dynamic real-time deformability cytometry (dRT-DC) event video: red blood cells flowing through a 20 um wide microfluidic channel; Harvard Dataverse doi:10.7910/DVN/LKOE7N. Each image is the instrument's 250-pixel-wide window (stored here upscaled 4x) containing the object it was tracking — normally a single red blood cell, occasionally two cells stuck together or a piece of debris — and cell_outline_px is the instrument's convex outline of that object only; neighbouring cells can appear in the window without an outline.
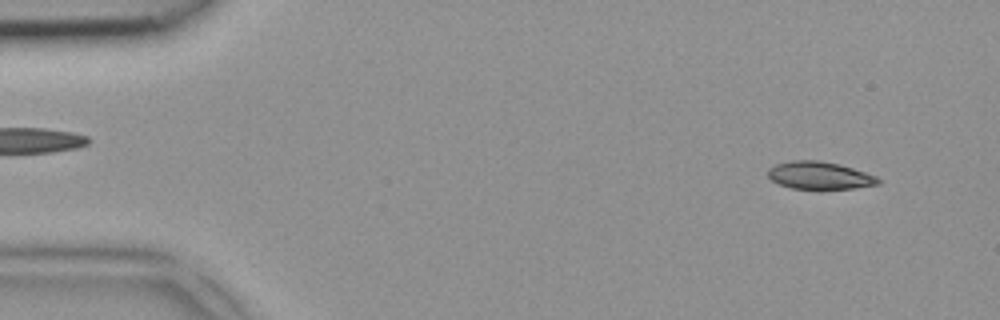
{"species": "common noctule bat (a hibernating species)", "species_latin": "Nyctalus noctula", "temperature_condition": "room temperature", "stored_images_in_passage": 47, "segment_of_instrument_passage": [1, 2], "camera_frame_rate_fps": 3000, "um_per_image_px": 0.085, "animal": {"sex": "female", "body_mass_g": 18.4}, "frame": {"image": 1, "passage_image": 3, "time_ms": 0.667, "image_size_px": [1000, 320], "cell_outline_px": [[880, 184], [852, 188], [820, 192], [816, 192], [792, 188], [780, 184], [772, 180], [768, 176], [768, 168], [776, 164], [792, 160], [820, 160], [840, 164], [876, 176], [880, 180]], "centroid_in_image_um": [69.66, 14.95], "position_along_channel_um": 15.3, "area_um2": 18.38}}
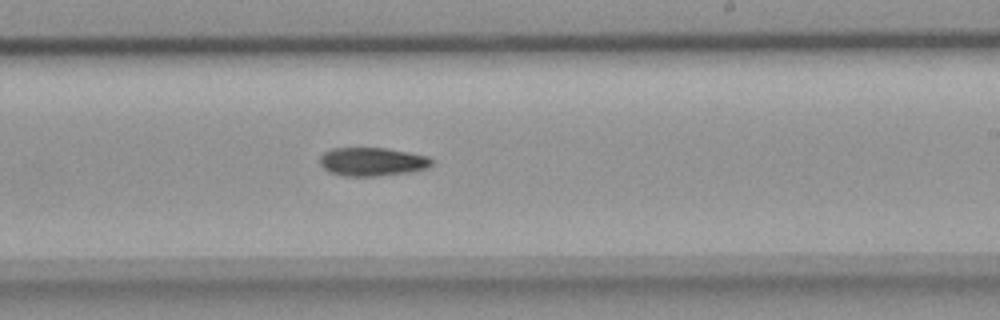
{"frame": {"image": 2, "passage_image": 27, "time_ms": 8.667, "image_size_px": [1000, 320], "cell_outline_px": [[432, 164], [428, 168], [408, 172], [376, 176], [344, 176], [328, 172], [320, 164], [320, 156], [324, 152], [332, 148], [388, 148], [428, 156], [432, 160]], "centroid_in_image_um": [31.62, 13.74], "position_along_channel_um": 257.4, "area_um2": 18.61}}
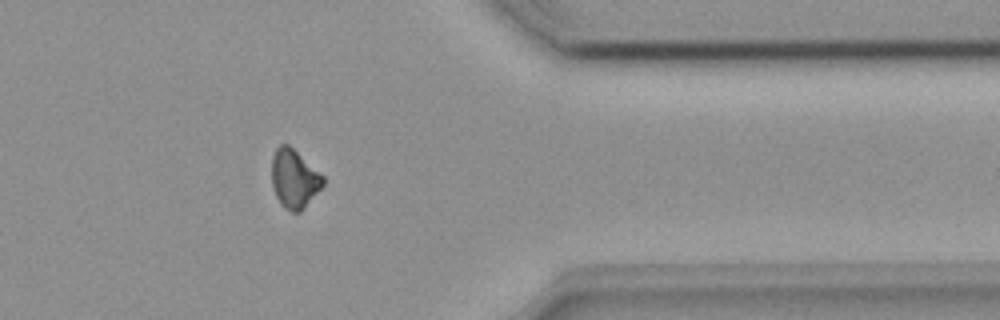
{"frame": {"image": 3, "passage_image": 37, "time_ms": 12.0, "image_size_px": [1000, 320], "cell_outline_px": [[324, 184], [300, 212], [292, 212], [284, 208], [280, 204], [272, 188], [272, 156], [276, 148], [280, 144], [288, 144], [324, 176]], "centroid_in_image_um": [24.99, 15.2], "position_along_channel_um": 386.4, "area_um2": 17.46}}